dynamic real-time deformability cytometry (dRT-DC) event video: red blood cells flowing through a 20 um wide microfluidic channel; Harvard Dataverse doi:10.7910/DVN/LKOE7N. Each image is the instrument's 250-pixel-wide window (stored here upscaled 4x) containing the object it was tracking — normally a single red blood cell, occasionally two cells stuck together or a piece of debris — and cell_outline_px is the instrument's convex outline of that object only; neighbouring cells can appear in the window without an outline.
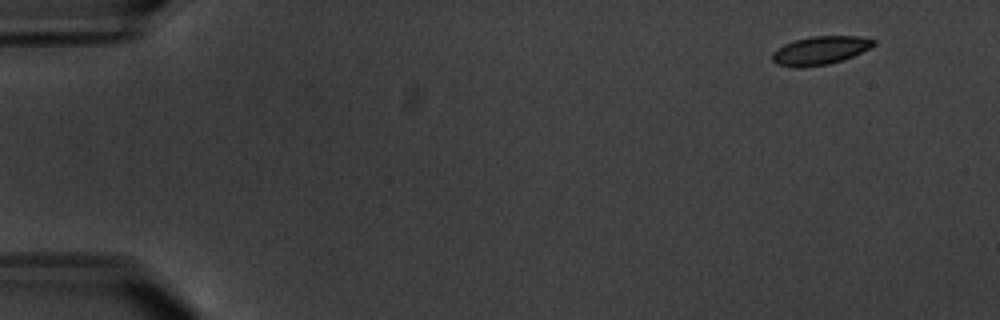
{"species": "common noctule bat (a hibernating species)", "species_latin": "Nyctalus noctula", "temperature_condition": "warm", "stored_images_in_passage": 7, "camera_frame_rate_fps": 3000, "um_per_image_px": 0.085, "animal": {"sex": "male", "body_mass_g": 20.1, "forearm_length_mm": 53.5}, "frame": {"image": 1, "passage_image": 2, "time_ms": 1.0, "image_size_px": [1000, 320], "cell_outline_px": [[876, 44], [852, 56], [828, 64], [800, 68], [796, 68], [776, 64], [772, 60], [772, 52], [776, 48], [784, 44], [796, 40], [812, 36], [860, 36], [876, 40]], "centroid_in_image_um": [69.67, 4.29], "position_along_channel_um": 15.3, "area_um2": 16.7}}
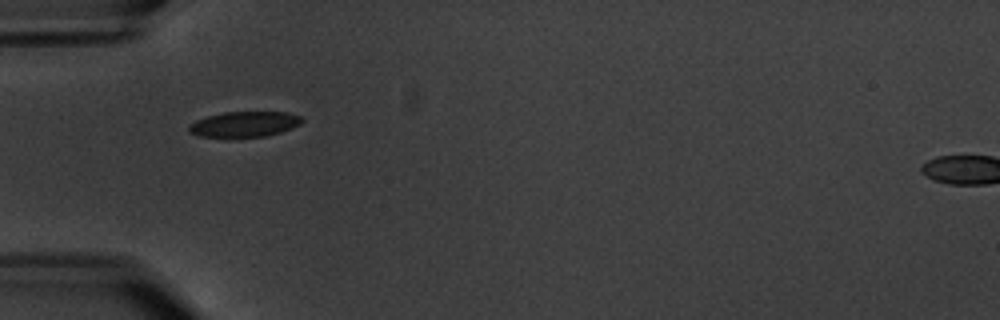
{"frame": {"image": 2, "passage_image": 6, "time_ms": 6.0, "image_size_px": [1000, 320], "cell_outline_px": [[304, 120], [300, 124], [292, 128], [280, 132], [264, 136], [228, 140], [200, 136], [188, 132], [188, 128], [196, 120], [208, 116], [224, 112], [288, 112], [300, 116]], "centroid_in_image_um": [20.74, 10.6], "position_along_channel_um": 64.3, "area_um2": 17.34}}